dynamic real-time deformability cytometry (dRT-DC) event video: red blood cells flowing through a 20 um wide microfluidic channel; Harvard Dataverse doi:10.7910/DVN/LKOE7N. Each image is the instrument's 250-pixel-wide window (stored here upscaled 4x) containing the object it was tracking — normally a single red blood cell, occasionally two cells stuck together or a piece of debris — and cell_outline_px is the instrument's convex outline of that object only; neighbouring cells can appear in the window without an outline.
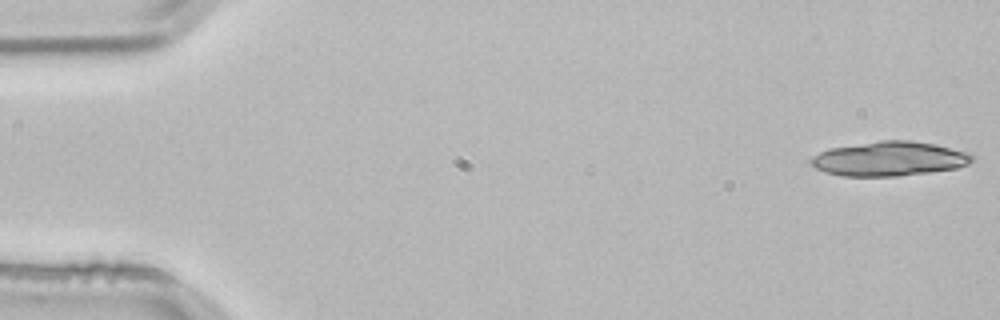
{"species": "common noctule bat (a hibernating species)", "species_latin": "Nyctalus noctula", "temperature_condition": "room temperature", "stored_images_in_passage": 22, "camera_frame_rate_fps": 3000, "um_per_image_px": 0.085, "animal": {"sex": "male", "body_mass_g": 21.5, "forearm_length_mm": 52.0}, "frame": {"image": 1, "passage_image": 1, "time_ms": 0.0, "image_size_px": [1000, 320], "cell_outline_px": [[976, 160], [968, 164], [956, 168], [928, 172], [896, 176], [840, 176], [824, 172], [816, 168], [808, 160], [812, 156], [828, 148], [880, 140], [912, 140], [936, 144], [964, 152], [976, 156]], "centroid_in_image_um": [75.57, 13.49], "position_along_channel_um": 9.4, "area_um2": 32.48}}